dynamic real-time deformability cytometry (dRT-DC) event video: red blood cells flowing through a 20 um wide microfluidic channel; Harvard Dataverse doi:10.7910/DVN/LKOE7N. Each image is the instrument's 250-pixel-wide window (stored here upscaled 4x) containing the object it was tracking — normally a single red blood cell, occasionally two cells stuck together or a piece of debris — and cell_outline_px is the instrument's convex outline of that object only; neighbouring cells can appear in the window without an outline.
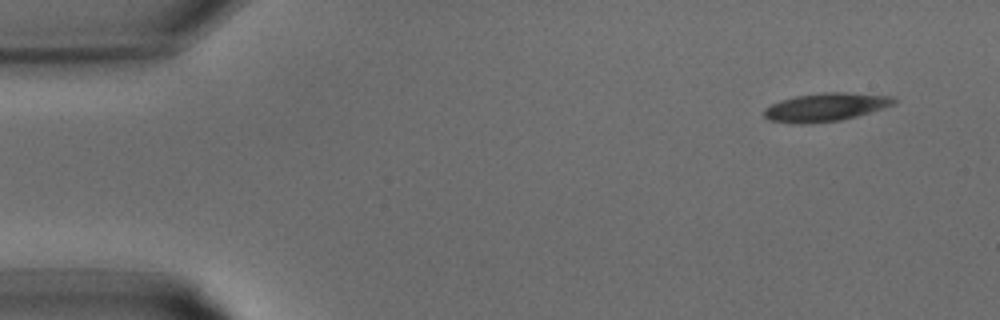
{"species": "common noctule bat (a hibernating species)", "species_latin": "Nyctalus noctula", "temperature_condition": "warm", "stored_images_in_passage": 10, "camera_frame_rate_fps": 3000, "um_per_image_px": 0.085, "animal": {"sex": "male", "body_mass_g": 15.6}, "frame": {"image": 1, "passage_image": 1, "time_ms": 0.0, "image_size_px": [1000, 320], "cell_outline_px": [[896, 104], [856, 116], [840, 120], [808, 124], [800, 124], [768, 120], [764, 116], [764, 108], [780, 100], [796, 96], [824, 92], [844, 92], [892, 96], [896, 100]], "centroid_in_image_um": [70.16, 9.11], "position_along_channel_um": 14.8, "area_um2": 21.33}}
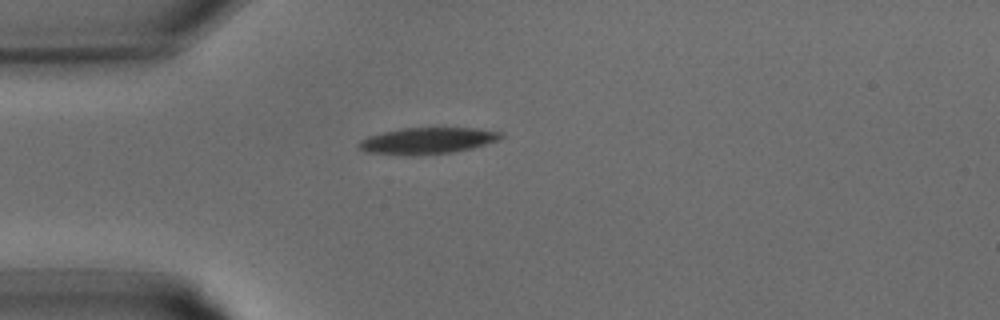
{"frame": {"image": 2, "passage_image": 7, "time_ms": 2.0, "image_size_px": [1000, 320], "cell_outline_px": [[504, 136], [500, 140], [472, 148], [452, 152], [416, 156], [412, 156], [364, 152], [360, 148], [360, 140], [368, 136], [400, 128], [476, 128], [504, 132]], "centroid_in_image_um": [36.37, 11.96], "position_along_channel_um": 48.6, "area_um2": 22.02}}
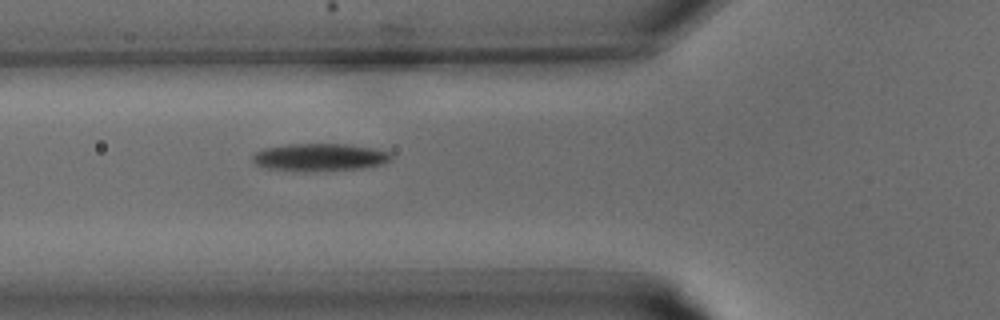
{"frame": {"image": 3, "passage_image": 10, "time_ms": 3.0, "image_size_px": [1000, 320], "cell_outline_px": [[392, 160], [384, 164], [364, 168], [308, 172], [304, 172], [264, 168], [256, 164], [252, 160], [252, 156], [256, 152], [264, 148], [288, 144], [344, 144], [372, 148], [388, 152], [392, 156]], "centroid_in_image_um": [27.16, 13.38], "position_along_channel_um": 98.6, "area_um2": 22.48}}